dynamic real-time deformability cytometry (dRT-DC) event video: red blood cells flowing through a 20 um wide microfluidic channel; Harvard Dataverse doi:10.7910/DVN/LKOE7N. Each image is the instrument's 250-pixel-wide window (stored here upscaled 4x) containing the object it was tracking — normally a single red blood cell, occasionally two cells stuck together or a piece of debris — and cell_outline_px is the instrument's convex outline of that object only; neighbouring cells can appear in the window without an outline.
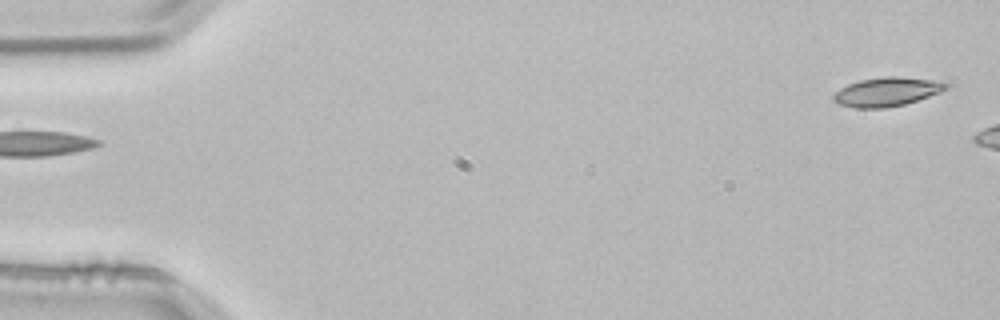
{"species": "common noctule bat (a hibernating species)", "species_latin": "Nyctalus noctula", "temperature_condition": "room temperature", "stored_images_in_passage": 3, "segment_of_instrument_passage": [2, 2], "camera_frame_rate_fps": 3000, "um_per_image_px": 0.085, "animal": {"sex": "male", "body_mass_g": 21.5, "forearm_length_mm": 52.0}, "frame": {"image": 1, "passage_image": 3, "time_ms": 0.667, "image_size_px": [1000, 320], "cell_outline_px": [[948, 88], [940, 92], [904, 104], [888, 108], [856, 108], [840, 104], [832, 100], [832, 96], [840, 88], [848, 84], [860, 80], [884, 76], [896, 76], [932, 80], [948, 84]], "centroid_in_image_um": [75.34, 7.8], "position_along_channel_um": 9.7, "area_um2": 18.79}}